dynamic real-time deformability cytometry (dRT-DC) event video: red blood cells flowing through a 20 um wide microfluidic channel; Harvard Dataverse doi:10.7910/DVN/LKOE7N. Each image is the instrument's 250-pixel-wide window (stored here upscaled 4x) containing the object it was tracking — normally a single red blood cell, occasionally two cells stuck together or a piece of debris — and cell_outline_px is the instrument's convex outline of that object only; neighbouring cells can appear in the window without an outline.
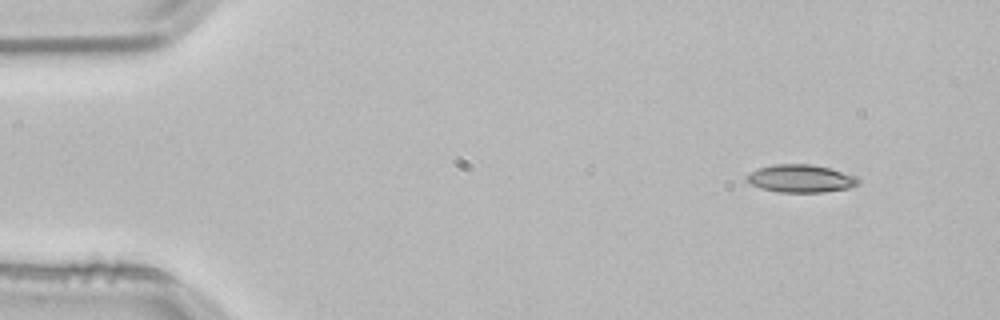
{"species": "common noctule bat (a hibernating species)", "species_latin": "Nyctalus noctula", "temperature_condition": "room temperature", "stored_images_in_passage": 49, "camera_frame_rate_fps": 3000, "um_per_image_px": 0.085, "animal": {"sex": "male", "body_mass_g": 21.5, "forearm_length_mm": 52.0}, "frame": {"image": 1, "passage_image": 1, "time_ms": 0.0, "image_size_px": [1000, 320], "cell_outline_px": [[860, 180], [856, 184], [848, 188], [824, 192], [780, 192], [764, 188], [752, 184], [744, 176], [760, 168], [772, 164], [812, 164], [828, 168], [856, 176]], "centroid_in_image_um": [68.07, 15.17], "position_along_channel_um": 16.9, "area_um2": 17.69}}
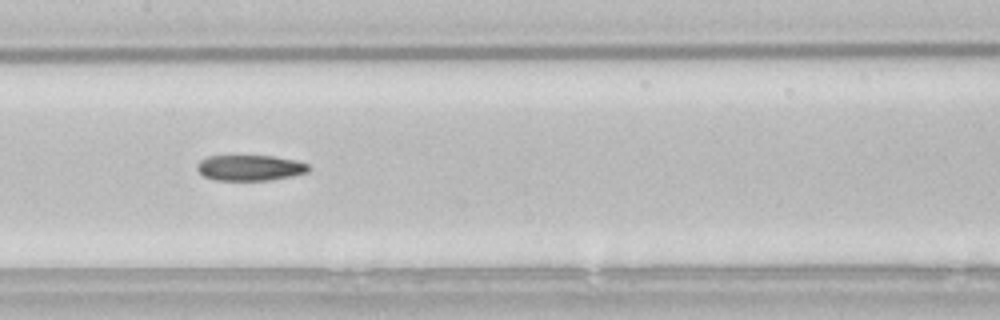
{"frame": {"image": 2, "passage_image": 22, "time_ms": 7.0, "image_size_px": [1000, 320], "cell_outline_px": [[308, 172], [292, 176], [268, 180], [212, 180], [204, 176], [196, 168], [196, 164], [200, 160], [208, 156], [272, 156], [296, 160], [308, 164]], "centroid_in_image_um": [21.22, 14.26], "position_along_channel_um": 186.2, "area_um2": 16.65}}
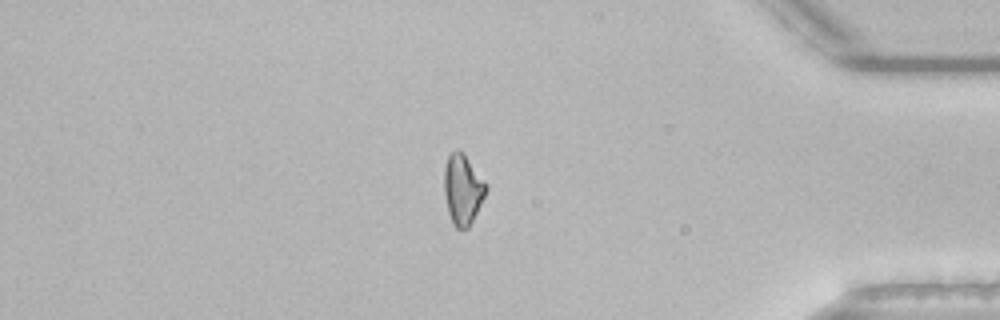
{"frame": {"image": 3, "passage_image": 41, "time_ms": 13.333, "image_size_px": [1000, 320], "cell_outline_px": [[488, 188], [468, 228], [456, 228], [448, 212], [444, 192], [444, 168], [448, 156], [456, 148], [464, 156], [488, 184]], "centroid_in_image_um": [39.32, 16.09], "position_along_channel_um": 395.9, "area_um2": 16.65}}